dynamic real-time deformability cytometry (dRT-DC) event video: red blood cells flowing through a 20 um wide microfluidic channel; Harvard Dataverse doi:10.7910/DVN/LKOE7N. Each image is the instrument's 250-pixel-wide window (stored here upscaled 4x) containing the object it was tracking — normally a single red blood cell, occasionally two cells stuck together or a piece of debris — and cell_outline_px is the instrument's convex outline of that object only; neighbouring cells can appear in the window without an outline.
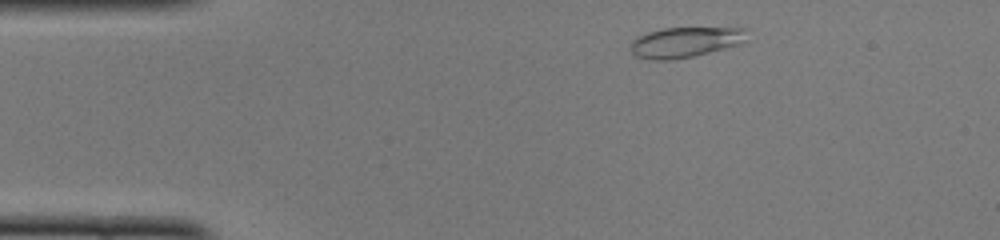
{"species": "common noctule bat (a hibernating species)", "species_latin": "Nyctalus noctula", "temperature_condition": "cold", "stored_images_in_passage": 44, "camera_frame_rate_fps": 3000, "um_per_image_px": 0.085, "animal": {"sex": "female", "body_mass_g": 22.0, "forearm_length_mm": 56.7}, "frame": {"image": 1, "passage_image": 2, "time_ms": 0.333, "image_size_px": [1000, 240], "cell_outline_px": [[748, 28], [744, 40], [740, 44], [692, 56], [672, 60], [652, 60], [636, 56], [632, 52], [632, 40], [636, 36], [648, 32], [664, 28]], "centroid_in_image_um": [58.22, 3.58], "position_along_channel_um": 26.8, "area_um2": 20.35}}
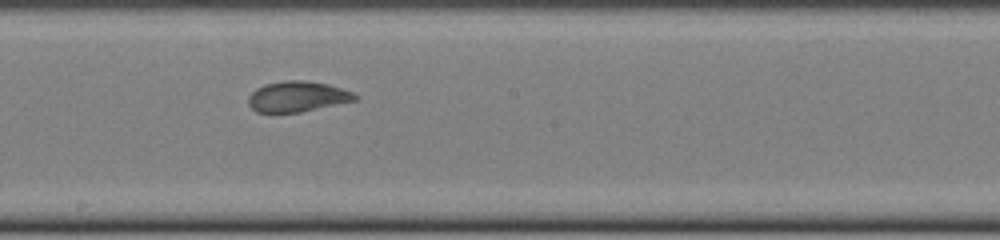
{"frame": {"image": 2, "passage_image": 21, "time_ms": 6.667, "image_size_px": [1000, 240], "cell_outline_px": [[360, 96], [356, 100], [300, 112], [256, 112], [248, 104], [248, 96], [256, 88], [264, 84], [284, 80], [304, 80], [328, 84], [352, 92]], "centroid_in_image_um": [25.26, 8.2], "position_along_channel_um": 222.9, "area_um2": 18.96}}
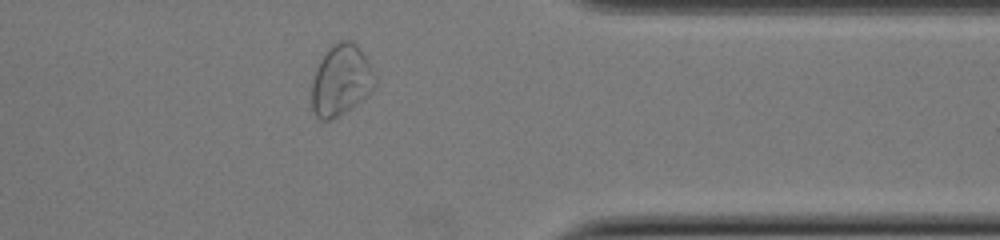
{"frame": {"image": 3, "passage_image": 34, "time_ms": 11.0, "image_size_px": [1000, 240], "cell_outline_px": [[376, 80], [372, 88], [364, 96], [344, 112], [332, 120], [320, 120], [312, 112], [312, 80], [316, 68], [320, 60], [328, 48], [332, 44], [340, 40], [352, 40], [360, 48]], "centroid_in_image_um": [28.92, 6.81], "position_along_channel_um": 382.5, "area_um2": 25.66}, "authors_computed_cell_mechanics": {"area_um2": 20.23, "velocity_mm_per_s": 3.961, "shape_relaxation_time_tau1_ms": 7.5922, "shape_relaxation_time_tau2_ms": null, "deformation_change_tau1": 0.2315, "deformation_change_tau2": null}}